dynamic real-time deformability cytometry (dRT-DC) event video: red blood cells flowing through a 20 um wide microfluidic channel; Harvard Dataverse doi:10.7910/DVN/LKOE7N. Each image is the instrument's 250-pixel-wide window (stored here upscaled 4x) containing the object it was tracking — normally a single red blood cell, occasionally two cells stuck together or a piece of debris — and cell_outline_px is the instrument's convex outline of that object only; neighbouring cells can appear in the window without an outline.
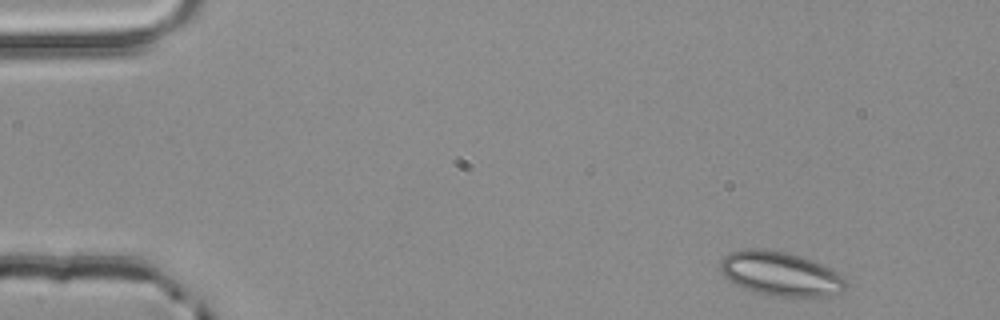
{"species": "common noctule bat (a hibernating species)", "species_latin": "Nyctalus noctula", "temperature_condition": "room temperature", "stored_images_in_passage": 4, "segment_of_instrument_passage": [1, 2], "camera_frame_rate_fps": 3000, "um_per_image_px": 0.085, "animal": {"sex": "male", "body_mass_g": 20.4}, "frame": {"image": 1, "passage_image": 1, "time_ms": 0.0, "image_size_px": [1000, 320], "cell_outline_px": [[848, 284], [844, 292], [828, 296], [772, 296], [756, 292], [744, 288], [728, 280], [724, 276], [720, 268], [720, 260], [724, 256], [732, 252], [748, 248], [764, 248], [784, 252], [800, 256], [824, 264], [840, 272], [848, 280]], "centroid_in_image_um": [66.41, 23.27], "position_along_channel_um": 18.6, "area_um2": 32.71}}
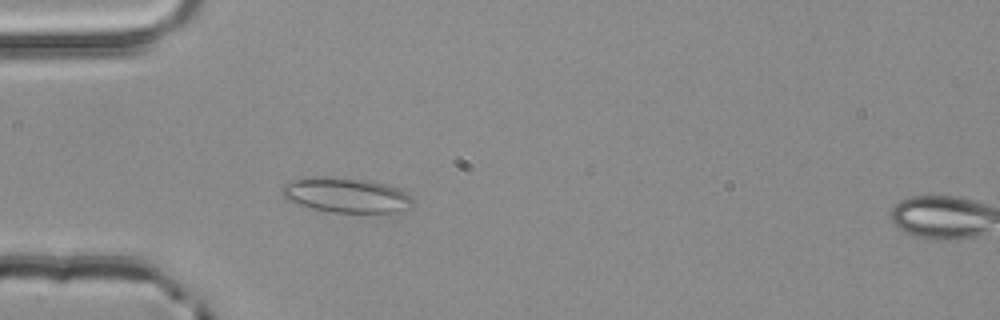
{"frame": {"image": 2, "passage_image": 3, "time_ms": 0.667, "image_size_px": [1000, 320], "cell_outline_px": [[412, 204], [392, 212], [332, 212], [312, 208], [296, 204], [284, 200], [280, 192], [280, 188], [284, 184], [292, 180], [308, 176], [332, 176], [368, 180], [388, 184], [404, 192], [412, 200]], "centroid_in_image_um": [29.27, 16.55], "position_along_channel_um": 55.7, "area_um2": 26.65}}